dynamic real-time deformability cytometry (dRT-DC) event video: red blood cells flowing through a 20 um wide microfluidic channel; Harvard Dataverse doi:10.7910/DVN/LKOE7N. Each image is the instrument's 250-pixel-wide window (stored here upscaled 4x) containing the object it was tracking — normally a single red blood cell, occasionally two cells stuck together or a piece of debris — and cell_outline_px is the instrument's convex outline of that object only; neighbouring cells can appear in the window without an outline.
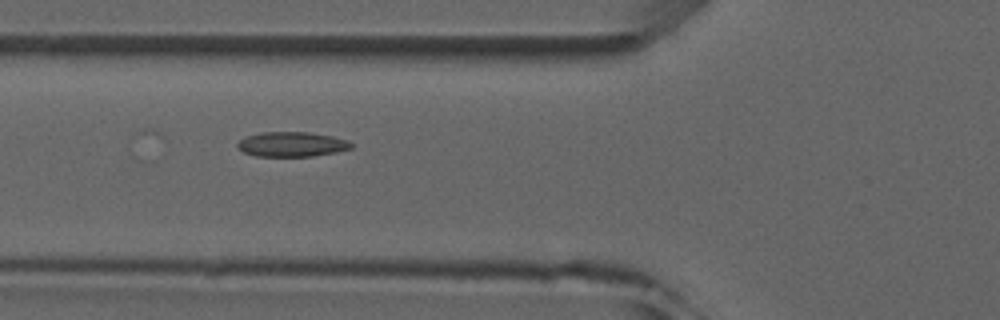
{"species": "common noctule bat (a hibernating species)", "species_latin": "Nyctalus noctula", "temperature_condition": "room temperature", "stored_images_in_passage": 8, "camera_frame_rate_fps": 3000, "um_per_image_px": 0.085, "animal": {"sex": "male", "forearm_length_mm": 52.5}, "frame": {"image": 1, "passage_image": 4, "time_ms": 3.667, "image_size_px": [1000, 320], "cell_outline_px": [[352, 148], [336, 152], [312, 156], [256, 156], [244, 152], [236, 144], [240, 140], [248, 136], [260, 132], [308, 132], [332, 136], [348, 140], [352, 144]], "centroid_in_image_um": [24.82, 12.26], "position_along_channel_um": 101.0, "area_um2": 16.3}}
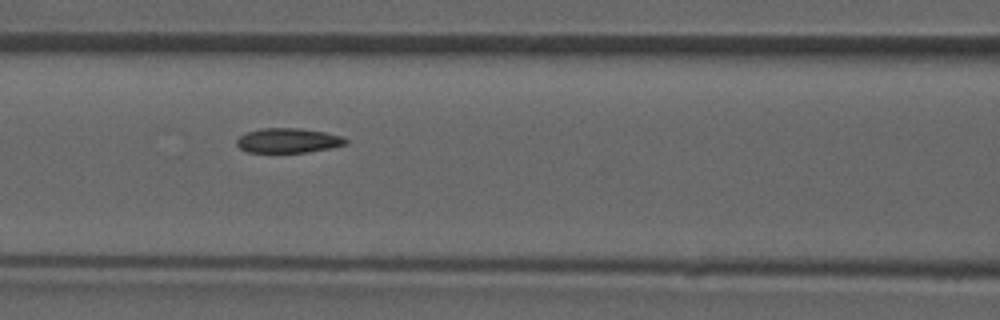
{"frame": {"image": 2, "passage_image": 5, "time_ms": 4.667, "image_size_px": [1000, 320], "cell_outline_px": [[348, 144], [308, 152], [248, 152], [240, 148], [236, 144], [236, 140], [240, 136], [248, 132], [260, 128], [300, 128], [324, 132], [340, 136], [348, 140]], "centroid_in_image_um": [24.48, 11.94], "position_along_channel_um": 142.1, "area_um2": 15.55}}